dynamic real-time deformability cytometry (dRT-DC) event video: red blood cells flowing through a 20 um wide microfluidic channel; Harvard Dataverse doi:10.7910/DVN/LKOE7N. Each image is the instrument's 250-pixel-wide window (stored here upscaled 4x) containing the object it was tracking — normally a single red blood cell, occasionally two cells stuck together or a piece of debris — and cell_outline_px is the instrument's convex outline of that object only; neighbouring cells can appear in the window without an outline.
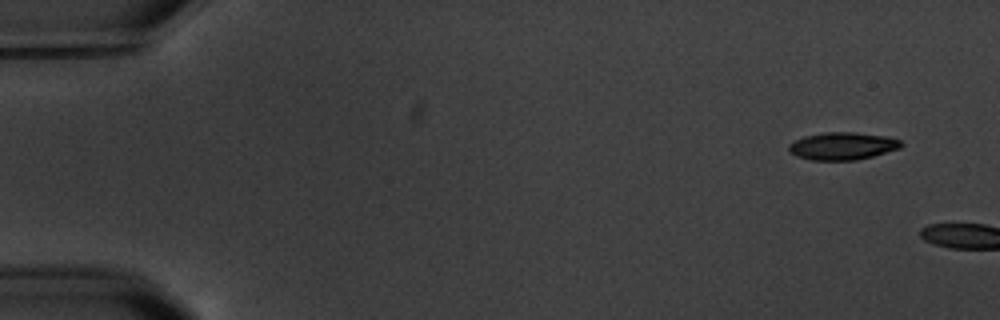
{"species": "common noctule bat (a hibernating species)", "species_latin": "Nyctalus noctula", "temperature_condition": "warm", "stored_images_in_passage": 2, "camera_frame_rate_fps": 3000, "um_per_image_px": 0.085, "animal": {"sex": "male", "body_mass_g": 20.1, "forearm_length_mm": 53.5}, "frame": {"image": 1, "passage_image": 1, "time_ms": 0.0, "image_size_px": [1000, 320], "cell_outline_px": [[904, 144], [900, 148], [872, 156], [856, 160], [812, 160], [796, 156], [788, 152], [788, 144], [804, 136], [824, 132], [856, 132], [888, 136], [900, 140]], "centroid_in_image_um": [71.61, 12.4], "position_along_channel_um": 13.4, "area_um2": 18.15}}